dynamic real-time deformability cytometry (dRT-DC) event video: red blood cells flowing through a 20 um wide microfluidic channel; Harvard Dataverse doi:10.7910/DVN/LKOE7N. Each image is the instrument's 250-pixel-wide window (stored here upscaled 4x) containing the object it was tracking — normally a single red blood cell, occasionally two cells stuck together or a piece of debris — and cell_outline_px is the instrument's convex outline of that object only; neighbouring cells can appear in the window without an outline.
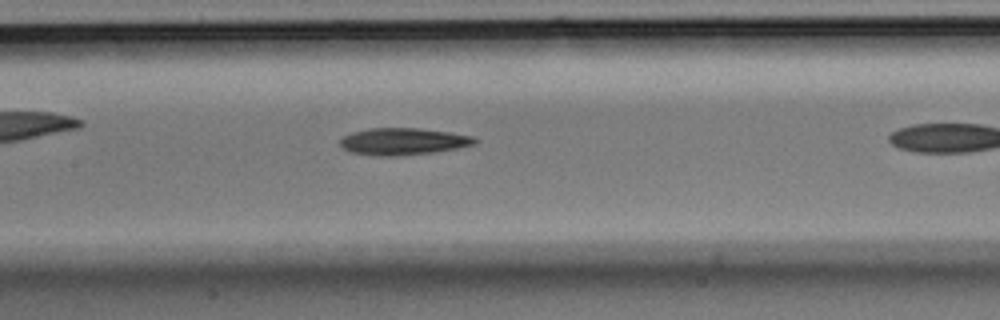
{"species": "Egyptian fruit bat (a non-hibernating species)", "species_latin": "Rousettus aegyptiacus", "temperature_condition": "room temperature", "stored_images_in_passage": 26, "camera_frame_rate_fps": 3000, "um_per_image_px": 0.085, "animal": {"sex": "male"}, "frame": {"image": 1, "passage_image": 12, "time_ms": 3.667, "image_size_px": [1000, 320], "cell_outline_px": [[480, 140], [476, 144], [456, 148], [432, 152], [392, 156], [380, 156], [352, 152], [344, 148], [340, 144], [340, 140], [344, 136], [352, 132], [372, 128], [420, 128], [452, 132], [476, 136]], "centroid_in_image_um": [34.34, 12.01], "position_along_channel_um": 173.1, "area_um2": 21.1}}